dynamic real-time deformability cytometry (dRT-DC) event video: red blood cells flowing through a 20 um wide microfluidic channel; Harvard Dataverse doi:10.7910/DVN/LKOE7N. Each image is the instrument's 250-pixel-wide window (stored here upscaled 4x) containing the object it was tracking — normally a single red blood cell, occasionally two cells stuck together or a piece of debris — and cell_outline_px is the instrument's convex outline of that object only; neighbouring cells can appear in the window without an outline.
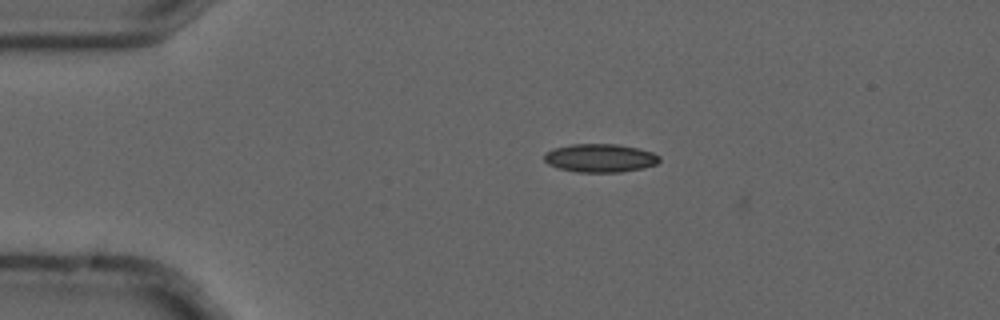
{"species": "common noctule bat (a hibernating species)", "species_latin": "Nyctalus noctula", "temperature_condition": "cold", "stored_images_in_passage": 5, "camera_frame_rate_fps": 3000, "um_per_image_px": 0.085, "animal": {"sex": "male", "forearm_length_mm": 52.5}, "frame": {"image": 1, "passage_image": 4, "time_ms": 1.0, "image_size_px": [1000, 320], "cell_outline_px": [[660, 160], [656, 164], [644, 168], [620, 172], [576, 172], [560, 168], [548, 164], [544, 160], [544, 152], [552, 148], [572, 144], [616, 144], [636, 148], [652, 152], [660, 156]], "centroid_in_image_um": [50.99, 13.43], "position_along_channel_um": 34.0, "area_um2": 19.07}}